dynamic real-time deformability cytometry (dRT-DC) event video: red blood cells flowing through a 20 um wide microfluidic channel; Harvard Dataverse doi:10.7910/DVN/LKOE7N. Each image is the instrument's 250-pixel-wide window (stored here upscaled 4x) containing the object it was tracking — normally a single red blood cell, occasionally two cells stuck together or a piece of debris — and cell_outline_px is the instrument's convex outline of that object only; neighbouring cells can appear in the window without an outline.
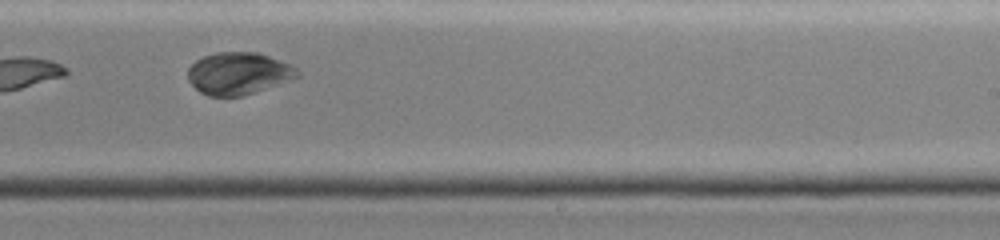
{"species": "common noctule bat (a hibernating species)", "species_latin": "Nyctalus noctula", "temperature_condition": "cold", "stored_images_in_passage": 30, "camera_frame_rate_fps": 3000, "um_per_image_px": 0.085, "animal": {"sex": "female", "body_mass_g": 19.0, "forearm_length_mm": 51.5}, "frame": {"image": 1, "passage_image": 25, "time_ms": 8.333, "image_size_px": [1000, 240], "cell_outline_px": [[300, 76], [244, 96], [208, 96], [200, 92], [188, 80], [188, 68], [196, 60], [204, 56], [216, 52], [260, 52], [292, 64], [300, 72]], "centroid_in_image_um": [20.29, 6.23], "position_along_channel_um": 268.7, "area_um2": 27.05}}
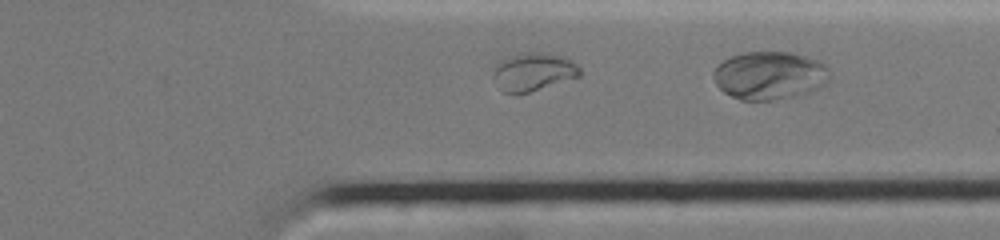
{"frame": {"image": 2, "passage_image": 30, "time_ms": 10.333, "image_size_px": [1000, 240], "cell_outline_px": [[832, 76], [824, 84], [808, 92], [772, 100], [740, 100], [724, 92], [716, 84], [712, 76], [712, 72], [724, 60], [732, 56], [744, 52], [792, 52], [808, 56], [820, 60], [832, 72]], "centroid_in_image_um": [65.44, 6.39], "position_along_channel_um": 346.0, "area_um2": 32.6}}